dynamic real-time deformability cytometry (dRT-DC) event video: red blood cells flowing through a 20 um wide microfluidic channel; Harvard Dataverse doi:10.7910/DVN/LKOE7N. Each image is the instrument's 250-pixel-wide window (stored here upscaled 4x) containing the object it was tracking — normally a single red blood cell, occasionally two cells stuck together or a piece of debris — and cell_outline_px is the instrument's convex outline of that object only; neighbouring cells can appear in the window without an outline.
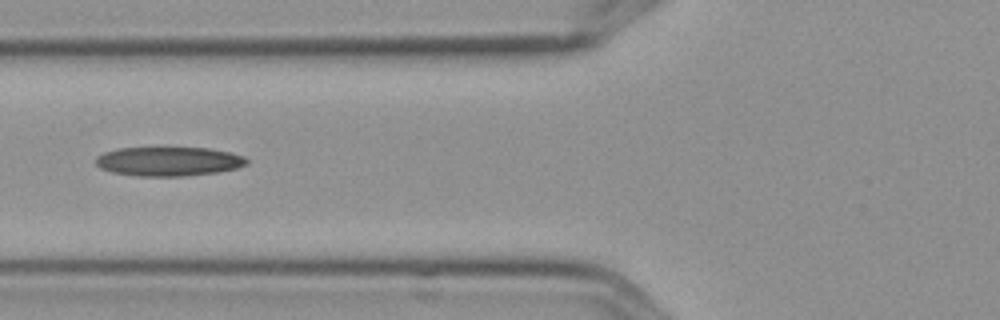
{"species": "Egyptian fruit bat (a non-hibernating species)", "species_latin": "Rousettus aegyptiacus", "temperature_condition": "cold", "stored_images_in_passage": 6, "camera_frame_rate_fps": 3000, "um_per_image_px": 0.085, "frame": {"image": 1, "passage_image": 6, "time_ms": 1.667, "image_size_px": [1000, 320], "cell_outline_px": [[248, 164], [236, 168], [216, 172], [184, 176], [136, 176], [112, 172], [100, 168], [96, 164], [96, 156], [104, 152], [120, 148], [164, 144], [208, 148], [232, 152], [244, 156], [248, 160]], "centroid_in_image_um": [14.32, 13.66], "position_along_channel_um": 111.5, "area_um2": 26.93}}